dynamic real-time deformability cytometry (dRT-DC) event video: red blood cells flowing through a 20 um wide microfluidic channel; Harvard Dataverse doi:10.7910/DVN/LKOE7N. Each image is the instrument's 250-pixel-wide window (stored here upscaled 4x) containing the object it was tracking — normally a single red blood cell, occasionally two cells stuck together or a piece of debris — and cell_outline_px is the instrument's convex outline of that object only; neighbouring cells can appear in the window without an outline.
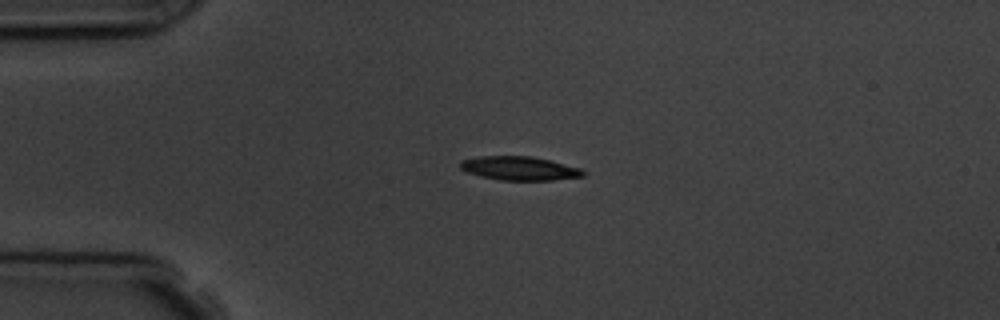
{"species": "common noctule bat (a hibernating species)", "species_latin": "Nyctalus noctula", "temperature_condition": "room temperature", "stored_images_in_passage": 2, "camera_frame_rate_fps": 3000, "um_per_image_px": 0.085, "animal": {"sex": "male", "body_mass_g": 19.5, "forearm_length_mm": 54.6}, "frame": {"image": 1, "passage_image": 1, "time_ms": 0.0, "image_size_px": [1000, 320], "cell_outline_px": [[584, 176], [552, 180], [500, 180], [480, 176], [468, 172], [460, 168], [460, 160], [480, 156], [532, 156], [580, 168], [584, 172]], "centroid_in_image_um": [44.12, 14.31], "position_along_channel_um": 40.9, "area_um2": 16.88}}